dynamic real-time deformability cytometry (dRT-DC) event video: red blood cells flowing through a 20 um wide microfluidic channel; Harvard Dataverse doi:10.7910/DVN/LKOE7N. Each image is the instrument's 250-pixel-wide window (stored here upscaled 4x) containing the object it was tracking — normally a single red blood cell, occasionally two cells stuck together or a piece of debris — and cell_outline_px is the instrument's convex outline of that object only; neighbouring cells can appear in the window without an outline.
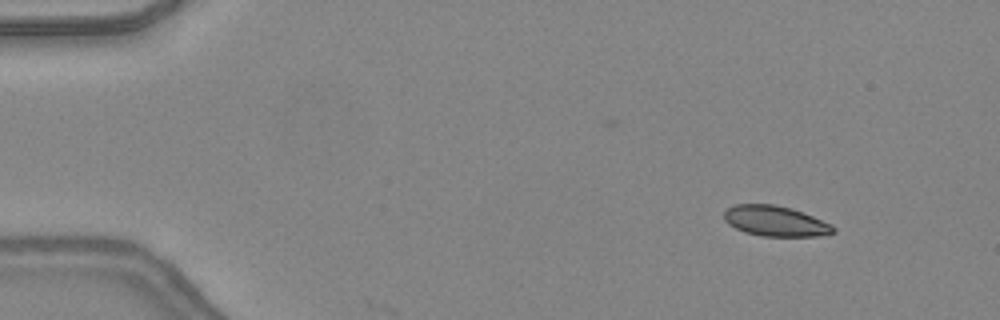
{"species": "common noctule bat (a hibernating species)", "species_latin": "Nyctalus noctula", "temperature_condition": "warm", "stored_images_in_passage": 48, "camera_frame_rate_fps": 3000, "um_per_image_px": 0.085, "animal": {"sex": "female", "body_mass_g": 24.6, "forearm_length_mm": 56.2}, "frame": {"image": 1, "passage_image": 6, "time_ms": 1.667, "image_size_px": [1000, 320], "cell_outline_px": [[836, 232], [820, 236], [760, 236], [744, 232], [728, 224], [724, 220], [724, 212], [728, 208], [736, 204], [776, 204], [792, 208], [832, 224], [836, 228]], "centroid_in_image_um": [65.92, 18.79], "position_along_channel_um": 19.1, "area_um2": 19.48}}
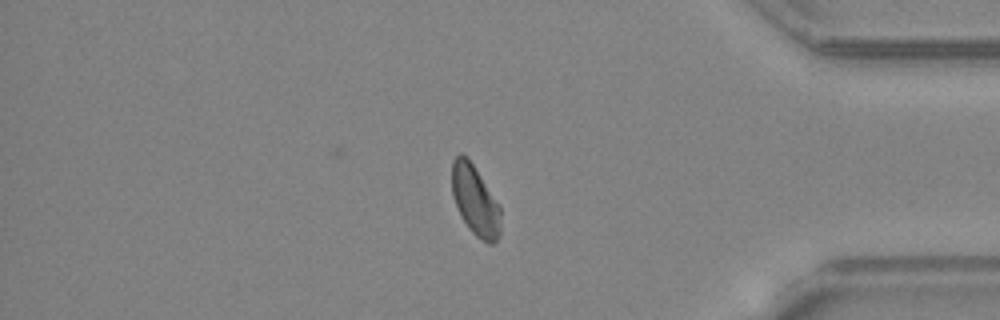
{"frame": {"image": 2, "passage_image": 41, "time_ms": 13.333, "image_size_px": [1000, 320], "cell_outline_px": [[500, 236], [492, 244], [488, 244], [480, 240], [468, 228], [460, 216], [452, 196], [452, 160], [460, 152], [468, 156], [500, 204]], "centroid_in_image_um": [40.39, 17.03], "position_along_channel_um": 394.8, "area_um2": 20.4}}
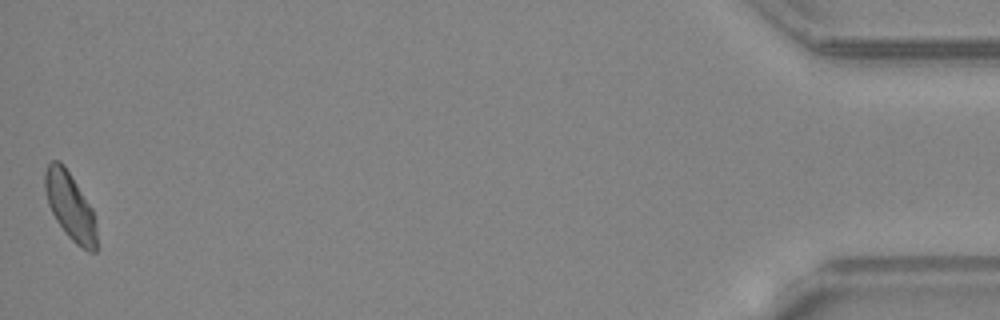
{"frame": {"image": 3, "passage_image": 48, "time_ms": 15.667, "image_size_px": [1000, 320], "cell_outline_px": [[96, 252], [88, 252], [80, 248], [64, 232], [56, 220], [48, 204], [44, 188], [44, 172], [48, 164], [52, 160], [60, 160], [64, 164], [92, 208], [96, 228]], "centroid_in_image_um": [5.95, 17.52], "position_along_channel_um": 429.3, "area_um2": 20.35}, "authors_computed_cell_mechanics": {"area_um2": 20.23, "velocity_mm_per_s": 4.3666, "shape_relaxation_time_tau1_ms": null, "shape_relaxation_time_tau2_ms": 0.8564, "deformation_change_tau1": null, "deformation_change_tau2": 0.0476}}